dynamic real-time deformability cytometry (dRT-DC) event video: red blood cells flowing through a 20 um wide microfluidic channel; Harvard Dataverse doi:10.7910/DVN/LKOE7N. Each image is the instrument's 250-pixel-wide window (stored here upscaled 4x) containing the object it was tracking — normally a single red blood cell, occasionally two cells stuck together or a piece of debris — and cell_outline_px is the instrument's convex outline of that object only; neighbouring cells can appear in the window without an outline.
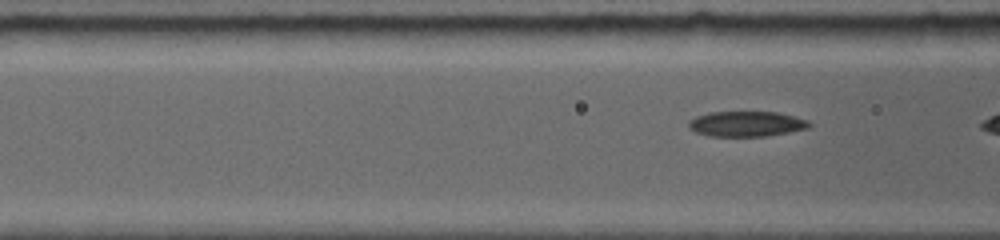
{"species": "common noctule bat (a hibernating species)", "species_latin": "Nyctalus noctula", "temperature_condition": "room temperature", "stored_images_in_passage": 40, "camera_frame_rate_fps": 5000, "um_per_image_px": 0.085, "animal": {"sex": "female", "body_mass_g": 19.0, "forearm_length_mm": 56.7}, "frame": {"image": 1, "passage_image": 6, "time_ms": 1.0, "image_size_px": [1000, 240], "cell_outline_px": [[812, 124], [804, 128], [764, 136], [712, 136], [696, 132], [688, 124], [696, 116], [712, 112], [776, 112], [808, 120]], "centroid_in_image_um": [63.43, 10.52], "position_along_channel_um": 103.2, "area_um2": 17.17}}
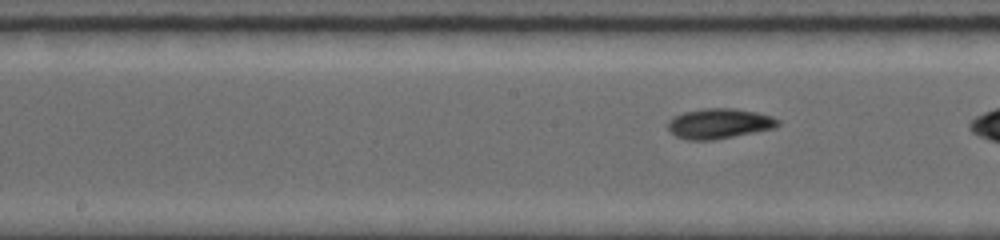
{"frame": {"image": 2, "passage_image": 16, "time_ms": 3.2, "image_size_px": [1000, 240], "cell_outline_px": [[780, 124], [772, 128], [712, 140], [692, 140], [676, 136], [668, 128], [668, 124], [676, 116], [684, 112], [704, 108], [732, 108], [756, 112], [772, 116], [780, 120]], "centroid_in_image_um": [61.15, 10.49], "position_along_channel_um": 187.0, "area_um2": 18.84}}
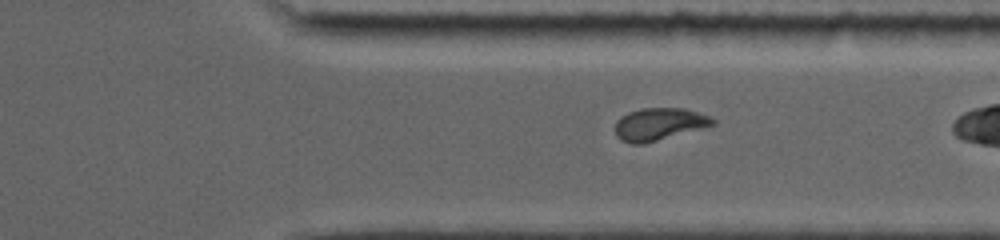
{"frame": {"image": 3, "passage_image": 37, "time_ms": 7.6, "image_size_px": [1000, 240], "cell_outline_px": [[716, 124], [704, 128], [644, 144], [632, 144], [620, 140], [616, 136], [616, 120], [620, 116], [628, 112], [640, 108], [684, 108], [708, 116], [716, 120]], "centroid_in_image_um": [56.01, 10.56], "position_along_channel_um": 355.4, "area_um2": 18.55}}